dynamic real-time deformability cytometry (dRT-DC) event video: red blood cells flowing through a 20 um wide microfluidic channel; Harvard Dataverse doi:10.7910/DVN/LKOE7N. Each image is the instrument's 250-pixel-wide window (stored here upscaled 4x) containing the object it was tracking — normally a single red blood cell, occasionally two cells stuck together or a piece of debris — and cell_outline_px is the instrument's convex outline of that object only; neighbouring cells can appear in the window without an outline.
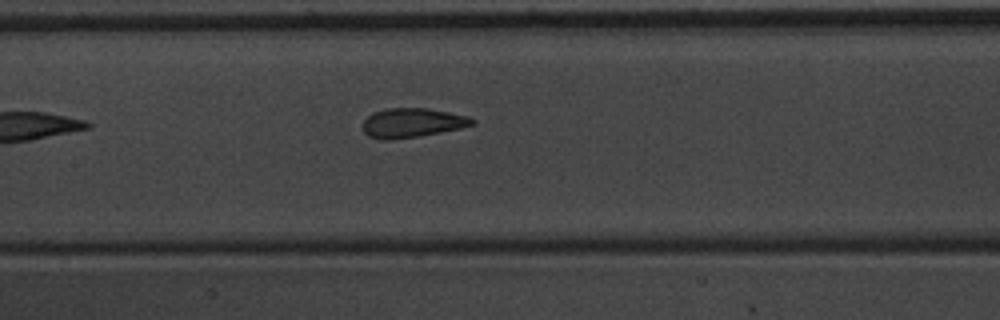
{"species": "common noctule bat (a hibernating species)", "species_latin": "Nyctalus noctula", "temperature_condition": "warm", "stored_images_in_passage": 7, "camera_frame_rate_fps": 3000, "um_per_image_px": 0.085, "animal": {"sex": "male", "body_mass_g": 20.1, "forearm_length_mm": 53.5}, "frame": {"image": 1, "passage_image": 7, "time_ms": 2.0, "image_size_px": [1000, 320], "cell_outline_px": [[476, 124], [460, 128], [420, 136], [388, 140], [384, 140], [368, 136], [364, 132], [364, 120], [372, 112], [384, 108], [428, 108], [468, 116], [476, 120]], "centroid_in_image_um": [35.04, 10.43], "position_along_channel_um": 172.4, "area_um2": 18.73}}